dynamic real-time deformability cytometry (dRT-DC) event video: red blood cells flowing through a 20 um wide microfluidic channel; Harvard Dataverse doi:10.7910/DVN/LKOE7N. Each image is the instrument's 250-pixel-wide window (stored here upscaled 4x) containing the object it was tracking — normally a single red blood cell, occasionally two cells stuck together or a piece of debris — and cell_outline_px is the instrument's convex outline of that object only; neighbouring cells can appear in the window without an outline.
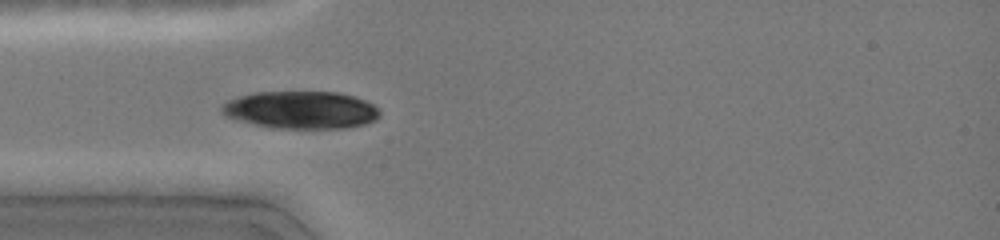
{"species": "common noctule bat (a hibernating species)", "species_latin": "Nyctalus noctula", "temperature_condition": "cold", "stored_images_in_passage": 3, "camera_frame_rate_fps": 3000, "um_per_image_px": 0.085, "animal": {"sex": "female", "body_mass_g": 19.0, "forearm_length_mm": 51.5}, "frame": {"image": 1, "passage_image": 3, "time_ms": 1.333, "image_size_px": [1000, 240], "cell_outline_px": [[380, 116], [376, 120], [364, 124], [344, 128], [268, 128], [224, 116], [220, 112], [220, 104], [236, 96], [252, 92], [340, 92], [356, 96], [372, 104], [380, 112]], "centroid_in_image_um": [25.53, 9.34], "position_along_channel_um": 59.5, "area_um2": 34.97}}